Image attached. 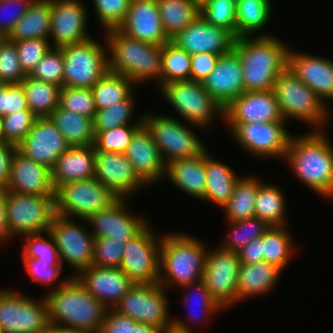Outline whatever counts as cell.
<instances>
[{
    "instance_id": "6da1fadb",
    "label": "cell",
    "mask_w": 333,
    "mask_h": 333,
    "mask_svg": "<svg viewBox=\"0 0 333 333\" xmlns=\"http://www.w3.org/2000/svg\"><path fill=\"white\" fill-rule=\"evenodd\" d=\"M325 133L292 135L284 162L311 191L333 199V144Z\"/></svg>"
},
{
    "instance_id": "7a4b0ae2",
    "label": "cell",
    "mask_w": 333,
    "mask_h": 333,
    "mask_svg": "<svg viewBox=\"0 0 333 333\" xmlns=\"http://www.w3.org/2000/svg\"><path fill=\"white\" fill-rule=\"evenodd\" d=\"M234 51L243 66L245 91H270L288 65L289 47L276 36L236 38Z\"/></svg>"
},
{
    "instance_id": "3957f363",
    "label": "cell",
    "mask_w": 333,
    "mask_h": 333,
    "mask_svg": "<svg viewBox=\"0 0 333 333\" xmlns=\"http://www.w3.org/2000/svg\"><path fill=\"white\" fill-rule=\"evenodd\" d=\"M165 234V235H164ZM160 247L159 284L166 290L202 281L208 248L187 233H164Z\"/></svg>"
},
{
    "instance_id": "277c9868",
    "label": "cell",
    "mask_w": 333,
    "mask_h": 333,
    "mask_svg": "<svg viewBox=\"0 0 333 333\" xmlns=\"http://www.w3.org/2000/svg\"><path fill=\"white\" fill-rule=\"evenodd\" d=\"M49 323L100 333L108 308L91 295L76 277L45 294Z\"/></svg>"
},
{
    "instance_id": "5b68a950",
    "label": "cell",
    "mask_w": 333,
    "mask_h": 333,
    "mask_svg": "<svg viewBox=\"0 0 333 333\" xmlns=\"http://www.w3.org/2000/svg\"><path fill=\"white\" fill-rule=\"evenodd\" d=\"M108 46L109 70L124 75L136 87L154 80L161 87L162 45H153L125 36L117 29L104 31Z\"/></svg>"
},
{
    "instance_id": "8992f818",
    "label": "cell",
    "mask_w": 333,
    "mask_h": 333,
    "mask_svg": "<svg viewBox=\"0 0 333 333\" xmlns=\"http://www.w3.org/2000/svg\"><path fill=\"white\" fill-rule=\"evenodd\" d=\"M273 92L281 115L287 123L293 118L302 123L306 122L312 131H324L327 128L325 125L329 123L330 107L299 80L288 66L277 77Z\"/></svg>"
},
{
    "instance_id": "52a82bcc",
    "label": "cell",
    "mask_w": 333,
    "mask_h": 333,
    "mask_svg": "<svg viewBox=\"0 0 333 333\" xmlns=\"http://www.w3.org/2000/svg\"><path fill=\"white\" fill-rule=\"evenodd\" d=\"M175 116L165 114H143V124L152 135L163 161L168 162L192 158L200 155L207 147L205 142L190 127L198 128L193 124L185 125ZM190 126V127H189Z\"/></svg>"
},
{
    "instance_id": "ba28073f",
    "label": "cell",
    "mask_w": 333,
    "mask_h": 333,
    "mask_svg": "<svg viewBox=\"0 0 333 333\" xmlns=\"http://www.w3.org/2000/svg\"><path fill=\"white\" fill-rule=\"evenodd\" d=\"M158 90L165 101L185 119L186 124L209 130L215 117L224 118V109L219 105L202 82L194 80L173 81L163 84Z\"/></svg>"
},
{
    "instance_id": "9c48e42d",
    "label": "cell",
    "mask_w": 333,
    "mask_h": 333,
    "mask_svg": "<svg viewBox=\"0 0 333 333\" xmlns=\"http://www.w3.org/2000/svg\"><path fill=\"white\" fill-rule=\"evenodd\" d=\"M90 38L61 47L64 56L63 86L92 88L109 70L108 46Z\"/></svg>"
},
{
    "instance_id": "30bf717a",
    "label": "cell",
    "mask_w": 333,
    "mask_h": 333,
    "mask_svg": "<svg viewBox=\"0 0 333 333\" xmlns=\"http://www.w3.org/2000/svg\"><path fill=\"white\" fill-rule=\"evenodd\" d=\"M0 324L4 333H44L50 325L45 295L35 299L12 288H0Z\"/></svg>"
},
{
    "instance_id": "8fae6325",
    "label": "cell",
    "mask_w": 333,
    "mask_h": 333,
    "mask_svg": "<svg viewBox=\"0 0 333 333\" xmlns=\"http://www.w3.org/2000/svg\"><path fill=\"white\" fill-rule=\"evenodd\" d=\"M118 199L94 177L70 182L55 190V214L85 221ZM82 219V220H81Z\"/></svg>"
},
{
    "instance_id": "7c38bea8",
    "label": "cell",
    "mask_w": 333,
    "mask_h": 333,
    "mask_svg": "<svg viewBox=\"0 0 333 333\" xmlns=\"http://www.w3.org/2000/svg\"><path fill=\"white\" fill-rule=\"evenodd\" d=\"M232 139L250 153L260 159L275 158L284 160L288 151L292 134L286 129V121L226 123Z\"/></svg>"
},
{
    "instance_id": "4fadbf2b",
    "label": "cell",
    "mask_w": 333,
    "mask_h": 333,
    "mask_svg": "<svg viewBox=\"0 0 333 333\" xmlns=\"http://www.w3.org/2000/svg\"><path fill=\"white\" fill-rule=\"evenodd\" d=\"M54 198L7 190L6 220L10 235L14 238L49 231L55 215Z\"/></svg>"
},
{
    "instance_id": "5bb4252c",
    "label": "cell",
    "mask_w": 333,
    "mask_h": 333,
    "mask_svg": "<svg viewBox=\"0 0 333 333\" xmlns=\"http://www.w3.org/2000/svg\"><path fill=\"white\" fill-rule=\"evenodd\" d=\"M77 220L55 214L49 228L61 264L67 262L76 271L71 277L93 265L94 256L95 238L90 230Z\"/></svg>"
},
{
    "instance_id": "9a60e30c",
    "label": "cell",
    "mask_w": 333,
    "mask_h": 333,
    "mask_svg": "<svg viewBox=\"0 0 333 333\" xmlns=\"http://www.w3.org/2000/svg\"><path fill=\"white\" fill-rule=\"evenodd\" d=\"M166 291L159 283L134 284L113 309L138 323L162 329L173 323Z\"/></svg>"
},
{
    "instance_id": "2e32d148",
    "label": "cell",
    "mask_w": 333,
    "mask_h": 333,
    "mask_svg": "<svg viewBox=\"0 0 333 333\" xmlns=\"http://www.w3.org/2000/svg\"><path fill=\"white\" fill-rule=\"evenodd\" d=\"M151 224L125 244L120 269L135 284L159 282L162 235L157 236Z\"/></svg>"
},
{
    "instance_id": "e0dca14e",
    "label": "cell",
    "mask_w": 333,
    "mask_h": 333,
    "mask_svg": "<svg viewBox=\"0 0 333 333\" xmlns=\"http://www.w3.org/2000/svg\"><path fill=\"white\" fill-rule=\"evenodd\" d=\"M240 265L238 252L224 250L220 246L208 250L202 281L223 311L238 304Z\"/></svg>"
},
{
    "instance_id": "ac0fdd59",
    "label": "cell",
    "mask_w": 333,
    "mask_h": 333,
    "mask_svg": "<svg viewBox=\"0 0 333 333\" xmlns=\"http://www.w3.org/2000/svg\"><path fill=\"white\" fill-rule=\"evenodd\" d=\"M127 201L126 198H118L106 209L85 219L92 225L89 230L94 238L106 237L127 243L150 224L144 215L131 214Z\"/></svg>"
},
{
    "instance_id": "d6986e66",
    "label": "cell",
    "mask_w": 333,
    "mask_h": 333,
    "mask_svg": "<svg viewBox=\"0 0 333 333\" xmlns=\"http://www.w3.org/2000/svg\"><path fill=\"white\" fill-rule=\"evenodd\" d=\"M86 7L81 0H51L48 38L51 47L61 48L92 38L87 30L89 14Z\"/></svg>"
},
{
    "instance_id": "ffe728a7",
    "label": "cell",
    "mask_w": 333,
    "mask_h": 333,
    "mask_svg": "<svg viewBox=\"0 0 333 333\" xmlns=\"http://www.w3.org/2000/svg\"><path fill=\"white\" fill-rule=\"evenodd\" d=\"M94 178L118 198H130L147 185L123 153L95 150Z\"/></svg>"
},
{
    "instance_id": "44dd1931",
    "label": "cell",
    "mask_w": 333,
    "mask_h": 333,
    "mask_svg": "<svg viewBox=\"0 0 333 333\" xmlns=\"http://www.w3.org/2000/svg\"><path fill=\"white\" fill-rule=\"evenodd\" d=\"M171 41L191 56L198 53L225 55L234 50L236 37L207 22L201 15Z\"/></svg>"
},
{
    "instance_id": "7402d4cb",
    "label": "cell",
    "mask_w": 333,
    "mask_h": 333,
    "mask_svg": "<svg viewBox=\"0 0 333 333\" xmlns=\"http://www.w3.org/2000/svg\"><path fill=\"white\" fill-rule=\"evenodd\" d=\"M71 146L49 117L36 118L17 149L29 159L52 170L58 158Z\"/></svg>"
},
{
    "instance_id": "603a6c76",
    "label": "cell",
    "mask_w": 333,
    "mask_h": 333,
    "mask_svg": "<svg viewBox=\"0 0 333 333\" xmlns=\"http://www.w3.org/2000/svg\"><path fill=\"white\" fill-rule=\"evenodd\" d=\"M117 30L129 38L153 45L170 41L162 27L157 0H131L126 17Z\"/></svg>"
},
{
    "instance_id": "cb8c5ba5",
    "label": "cell",
    "mask_w": 333,
    "mask_h": 333,
    "mask_svg": "<svg viewBox=\"0 0 333 333\" xmlns=\"http://www.w3.org/2000/svg\"><path fill=\"white\" fill-rule=\"evenodd\" d=\"M290 70L310 87L329 107L333 102V60L311 53L288 51Z\"/></svg>"
},
{
    "instance_id": "d4e9b609",
    "label": "cell",
    "mask_w": 333,
    "mask_h": 333,
    "mask_svg": "<svg viewBox=\"0 0 333 333\" xmlns=\"http://www.w3.org/2000/svg\"><path fill=\"white\" fill-rule=\"evenodd\" d=\"M225 123L285 121L273 90L245 91L224 108Z\"/></svg>"
},
{
    "instance_id": "484cf974",
    "label": "cell",
    "mask_w": 333,
    "mask_h": 333,
    "mask_svg": "<svg viewBox=\"0 0 333 333\" xmlns=\"http://www.w3.org/2000/svg\"><path fill=\"white\" fill-rule=\"evenodd\" d=\"M124 154L147 186L165 178L166 163L144 124L135 131Z\"/></svg>"
},
{
    "instance_id": "4316f807",
    "label": "cell",
    "mask_w": 333,
    "mask_h": 333,
    "mask_svg": "<svg viewBox=\"0 0 333 333\" xmlns=\"http://www.w3.org/2000/svg\"><path fill=\"white\" fill-rule=\"evenodd\" d=\"M202 83L223 109L245 92L243 66L237 53L233 50L221 55L214 70Z\"/></svg>"
},
{
    "instance_id": "83f0119b",
    "label": "cell",
    "mask_w": 333,
    "mask_h": 333,
    "mask_svg": "<svg viewBox=\"0 0 333 333\" xmlns=\"http://www.w3.org/2000/svg\"><path fill=\"white\" fill-rule=\"evenodd\" d=\"M107 308H114L135 284L120 268L89 266L75 276Z\"/></svg>"
},
{
    "instance_id": "f1b7e54d",
    "label": "cell",
    "mask_w": 333,
    "mask_h": 333,
    "mask_svg": "<svg viewBox=\"0 0 333 333\" xmlns=\"http://www.w3.org/2000/svg\"><path fill=\"white\" fill-rule=\"evenodd\" d=\"M7 190L29 195L55 197L51 170L15 150Z\"/></svg>"
},
{
    "instance_id": "f546056e",
    "label": "cell",
    "mask_w": 333,
    "mask_h": 333,
    "mask_svg": "<svg viewBox=\"0 0 333 333\" xmlns=\"http://www.w3.org/2000/svg\"><path fill=\"white\" fill-rule=\"evenodd\" d=\"M95 148L71 146L56 161L51 170L53 188L64 184L94 177Z\"/></svg>"
},
{
    "instance_id": "4dcf8cb0",
    "label": "cell",
    "mask_w": 333,
    "mask_h": 333,
    "mask_svg": "<svg viewBox=\"0 0 333 333\" xmlns=\"http://www.w3.org/2000/svg\"><path fill=\"white\" fill-rule=\"evenodd\" d=\"M166 178L186 195L205 201V150L192 158L177 159L166 164Z\"/></svg>"
},
{
    "instance_id": "1f68e13d",
    "label": "cell",
    "mask_w": 333,
    "mask_h": 333,
    "mask_svg": "<svg viewBox=\"0 0 333 333\" xmlns=\"http://www.w3.org/2000/svg\"><path fill=\"white\" fill-rule=\"evenodd\" d=\"M283 270L266 261L241 264L238 275V303L249 298L263 296L273 290Z\"/></svg>"
},
{
    "instance_id": "d6a6232c",
    "label": "cell",
    "mask_w": 333,
    "mask_h": 333,
    "mask_svg": "<svg viewBox=\"0 0 333 333\" xmlns=\"http://www.w3.org/2000/svg\"><path fill=\"white\" fill-rule=\"evenodd\" d=\"M205 149L206 190L205 201L222 207L232 196L235 185L242 175H237L227 163L215 159Z\"/></svg>"
},
{
    "instance_id": "836d02e7",
    "label": "cell",
    "mask_w": 333,
    "mask_h": 333,
    "mask_svg": "<svg viewBox=\"0 0 333 333\" xmlns=\"http://www.w3.org/2000/svg\"><path fill=\"white\" fill-rule=\"evenodd\" d=\"M51 24V0H35L8 35L9 41L48 39Z\"/></svg>"
},
{
    "instance_id": "e575fe53",
    "label": "cell",
    "mask_w": 333,
    "mask_h": 333,
    "mask_svg": "<svg viewBox=\"0 0 333 333\" xmlns=\"http://www.w3.org/2000/svg\"><path fill=\"white\" fill-rule=\"evenodd\" d=\"M271 4V0H240L236 3L237 38L272 36L273 34L258 32L267 27L271 19L273 11Z\"/></svg>"
},
{
    "instance_id": "d590c367",
    "label": "cell",
    "mask_w": 333,
    "mask_h": 333,
    "mask_svg": "<svg viewBox=\"0 0 333 333\" xmlns=\"http://www.w3.org/2000/svg\"><path fill=\"white\" fill-rule=\"evenodd\" d=\"M157 6L170 40L200 16V0H157Z\"/></svg>"
},
{
    "instance_id": "8d00e7d4",
    "label": "cell",
    "mask_w": 333,
    "mask_h": 333,
    "mask_svg": "<svg viewBox=\"0 0 333 333\" xmlns=\"http://www.w3.org/2000/svg\"><path fill=\"white\" fill-rule=\"evenodd\" d=\"M70 146L94 144L93 119L58 106L49 116Z\"/></svg>"
},
{
    "instance_id": "74e56055",
    "label": "cell",
    "mask_w": 333,
    "mask_h": 333,
    "mask_svg": "<svg viewBox=\"0 0 333 333\" xmlns=\"http://www.w3.org/2000/svg\"><path fill=\"white\" fill-rule=\"evenodd\" d=\"M261 182V178L251 175H243L238 180L232 196L221 207L227 222L255 217V200Z\"/></svg>"
},
{
    "instance_id": "f35d334b",
    "label": "cell",
    "mask_w": 333,
    "mask_h": 333,
    "mask_svg": "<svg viewBox=\"0 0 333 333\" xmlns=\"http://www.w3.org/2000/svg\"><path fill=\"white\" fill-rule=\"evenodd\" d=\"M286 201L285 194L278 185L261 182L255 200V217L269 226H288Z\"/></svg>"
},
{
    "instance_id": "ab89813d",
    "label": "cell",
    "mask_w": 333,
    "mask_h": 333,
    "mask_svg": "<svg viewBox=\"0 0 333 333\" xmlns=\"http://www.w3.org/2000/svg\"><path fill=\"white\" fill-rule=\"evenodd\" d=\"M25 92L28 109L37 117H49L59 106L61 87L26 76L20 83Z\"/></svg>"
},
{
    "instance_id": "60d3db41",
    "label": "cell",
    "mask_w": 333,
    "mask_h": 333,
    "mask_svg": "<svg viewBox=\"0 0 333 333\" xmlns=\"http://www.w3.org/2000/svg\"><path fill=\"white\" fill-rule=\"evenodd\" d=\"M287 227L270 226L263 235V261L277 265L283 271L294 260L297 249Z\"/></svg>"
},
{
    "instance_id": "b9f144b4",
    "label": "cell",
    "mask_w": 333,
    "mask_h": 333,
    "mask_svg": "<svg viewBox=\"0 0 333 333\" xmlns=\"http://www.w3.org/2000/svg\"><path fill=\"white\" fill-rule=\"evenodd\" d=\"M136 85L124 75L110 70L91 88L97 110L111 107L134 92Z\"/></svg>"
},
{
    "instance_id": "7bdbcfd3",
    "label": "cell",
    "mask_w": 333,
    "mask_h": 333,
    "mask_svg": "<svg viewBox=\"0 0 333 333\" xmlns=\"http://www.w3.org/2000/svg\"><path fill=\"white\" fill-rule=\"evenodd\" d=\"M132 92L126 99L114 103L111 107L97 110L93 118L94 134L105 132L115 127L129 124H143V113L141 116H135V100ZM136 119V120H134ZM134 120V121H133ZM133 122V123H132Z\"/></svg>"
},
{
    "instance_id": "ee69618b",
    "label": "cell",
    "mask_w": 333,
    "mask_h": 333,
    "mask_svg": "<svg viewBox=\"0 0 333 333\" xmlns=\"http://www.w3.org/2000/svg\"><path fill=\"white\" fill-rule=\"evenodd\" d=\"M161 86L173 81L190 80L191 55L171 40L162 45Z\"/></svg>"
},
{
    "instance_id": "f6af8a7d",
    "label": "cell",
    "mask_w": 333,
    "mask_h": 333,
    "mask_svg": "<svg viewBox=\"0 0 333 333\" xmlns=\"http://www.w3.org/2000/svg\"><path fill=\"white\" fill-rule=\"evenodd\" d=\"M226 223H229V231L220 247L233 252H239L251 241L261 238L270 228L265 221L257 217Z\"/></svg>"
},
{
    "instance_id": "bcb514c9",
    "label": "cell",
    "mask_w": 333,
    "mask_h": 333,
    "mask_svg": "<svg viewBox=\"0 0 333 333\" xmlns=\"http://www.w3.org/2000/svg\"><path fill=\"white\" fill-rule=\"evenodd\" d=\"M200 15L209 23L230 31L237 38L236 3L231 0H200Z\"/></svg>"
},
{
    "instance_id": "7dc6e473",
    "label": "cell",
    "mask_w": 333,
    "mask_h": 333,
    "mask_svg": "<svg viewBox=\"0 0 333 333\" xmlns=\"http://www.w3.org/2000/svg\"><path fill=\"white\" fill-rule=\"evenodd\" d=\"M23 236L25 244L22 246V258H35L49 262V265H62L55 241L49 231Z\"/></svg>"
},
{
    "instance_id": "c3c4849f",
    "label": "cell",
    "mask_w": 333,
    "mask_h": 333,
    "mask_svg": "<svg viewBox=\"0 0 333 333\" xmlns=\"http://www.w3.org/2000/svg\"><path fill=\"white\" fill-rule=\"evenodd\" d=\"M180 289H182L183 291L185 290V296L183 298V305L187 306L188 303L191 302V300L193 299L192 297L195 295L196 297V304H197V308L199 309V313L198 314H194L193 315V311L192 316H193V321L194 323L199 322V323H206V321L214 314L221 312L220 310L223 309L218 303L217 301L213 298V296L211 295V293L209 292V290L206 288L205 284L203 281H199L196 282L194 284H188V285H184L182 286ZM189 289V291H188ZM195 293L192 295V292ZM188 293V294H187ZM192 296V297H191ZM193 301V300H192ZM192 303H190L189 305H191ZM188 305V306H189ZM192 309V308H191ZM197 309V310H198ZM195 311V310H194ZM196 312V311H195ZM197 313V312H196ZM209 315V316H208ZM195 316V317H194ZM197 316V317H196ZM192 318V317H191ZM201 322H200V321Z\"/></svg>"
},
{
    "instance_id": "681fc988",
    "label": "cell",
    "mask_w": 333,
    "mask_h": 333,
    "mask_svg": "<svg viewBox=\"0 0 333 333\" xmlns=\"http://www.w3.org/2000/svg\"><path fill=\"white\" fill-rule=\"evenodd\" d=\"M59 106L92 119L97 112L91 88L61 87Z\"/></svg>"
},
{
    "instance_id": "f907efd6",
    "label": "cell",
    "mask_w": 333,
    "mask_h": 333,
    "mask_svg": "<svg viewBox=\"0 0 333 333\" xmlns=\"http://www.w3.org/2000/svg\"><path fill=\"white\" fill-rule=\"evenodd\" d=\"M63 70L64 56L61 49L51 47L28 76L63 87Z\"/></svg>"
},
{
    "instance_id": "816d5d0a",
    "label": "cell",
    "mask_w": 333,
    "mask_h": 333,
    "mask_svg": "<svg viewBox=\"0 0 333 333\" xmlns=\"http://www.w3.org/2000/svg\"><path fill=\"white\" fill-rule=\"evenodd\" d=\"M142 124H129L115 127L95 135L94 148L103 152L125 153L135 131Z\"/></svg>"
},
{
    "instance_id": "f5cc1de1",
    "label": "cell",
    "mask_w": 333,
    "mask_h": 333,
    "mask_svg": "<svg viewBox=\"0 0 333 333\" xmlns=\"http://www.w3.org/2000/svg\"><path fill=\"white\" fill-rule=\"evenodd\" d=\"M26 76L16 44L7 38H0V80L4 84H20Z\"/></svg>"
},
{
    "instance_id": "db71d44e",
    "label": "cell",
    "mask_w": 333,
    "mask_h": 333,
    "mask_svg": "<svg viewBox=\"0 0 333 333\" xmlns=\"http://www.w3.org/2000/svg\"><path fill=\"white\" fill-rule=\"evenodd\" d=\"M24 263L25 270L28 275L31 277L33 283H40L50 287L51 292L61 286L70 278H64L59 280L62 272V265H49V262H44L35 258H22ZM60 275V276H59ZM59 280V283L57 282ZM57 282V286L55 283ZM51 285H54L53 287Z\"/></svg>"
},
{
    "instance_id": "11a10c76",
    "label": "cell",
    "mask_w": 333,
    "mask_h": 333,
    "mask_svg": "<svg viewBox=\"0 0 333 333\" xmlns=\"http://www.w3.org/2000/svg\"><path fill=\"white\" fill-rule=\"evenodd\" d=\"M103 31L117 29L124 21L131 0H92Z\"/></svg>"
},
{
    "instance_id": "9f6ffc18",
    "label": "cell",
    "mask_w": 333,
    "mask_h": 333,
    "mask_svg": "<svg viewBox=\"0 0 333 333\" xmlns=\"http://www.w3.org/2000/svg\"><path fill=\"white\" fill-rule=\"evenodd\" d=\"M125 242L112 240L111 238H95L93 265L98 267L119 268Z\"/></svg>"
},
{
    "instance_id": "6f0895ef",
    "label": "cell",
    "mask_w": 333,
    "mask_h": 333,
    "mask_svg": "<svg viewBox=\"0 0 333 333\" xmlns=\"http://www.w3.org/2000/svg\"><path fill=\"white\" fill-rule=\"evenodd\" d=\"M36 118L30 110L15 111L3 116L6 141L18 147L31 130Z\"/></svg>"
},
{
    "instance_id": "680465c9",
    "label": "cell",
    "mask_w": 333,
    "mask_h": 333,
    "mask_svg": "<svg viewBox=\"0 0 333 333\" xmlns=\"http://www.w3.org/2000/svg\"><path fill=\"white\" fill-rule=\"evenodd\" d=\"M12 42L16 44L18 58L26 75L32 72L35 65L51 48L49 39L36 38Z\"/></svg>"
},
{
    "instance_id": "91938a15",
    "label": "cell",
    "mask_w": 333,
    "mask_h": 333,
    "mask_svg": "<svg viewBox=\"0 0 333 333\" xmlns=\"http://www.w3.org/2000/svg\"><path fill=\"white\" fill-rule=\"evenodd\" d=\"M34 1L35 0H0V38L8 37L16 23L28 11ZM8 10L10 13L7 12ZM3 11L4 14L2 13Z\"/></svg>"
},
{
    "instance_id": "94428289",
    "label": "cell",
    "mask_w": 333,
    "mask_h": 333,
    "mask_svg": "<svg viewBox=\"0 0 333 333\" xmlns=\"http://www.w3.org/2000/svg\"><path fill=\"white\" fill-rule=\"evenodd\" d=\"M29 110L21 84H4L0 88V116Z\"/></svg>"
},
{
    "instance_id": "6125c7cd",
    "label": "cell",
    "mask_w": 333,
    "mask_h": 333,
    "mask_svg": "<svg viewBox=\"0 0 333 333\" xmlns=\"http://www.w3.org/2000/svg\"><path fill=\"white\" fill-rule=\"evenodd\" d=\"M221 55L198 53L191 56L190 80L203 82L216 67Z\"/></svg>"
},
{
    "instance_id": "be15d7a7",
    "label": "cell",
    "mask_w": 333,
    "mask_h": 333,
    "mask_svg": "<svg viewBox=\"0 0 333 333\" xmlns=\"http://www.w3.org/2000/svg\"><path fill=\"white\" fill-rule=\"evenodd\" d=\"M137 323L129 316L108 308L100 333H131V326H135Z\"/></svg>"
},
{
    "instance_id": "e7e4bbea",
    "label": "cell",
    "mask_w": 333,
    "mask_h": 333,
    "mask_svg": "<svg viewBox=\"0 0 333 333\" xmlns=\"http://www.w3.org/2000/svg\"><path fill=\"white\" fill-rule=\"evenodd\" d=\"M16 149L11 143H0V191H7L11 160Z\"/></svg>"
},
{
    "instance_id": "03108f58",
    "label": "cell",
    "mask_w": 333,
    "mask_h": 333,
    "mask_svg": "<svg viewBox=\"0 0 333 333\" xmlns=\"http://www.w3.org/2000/svg\"><path fill=\"white\" fill-rule=\"evenodd\" d=\"M241 264H252L263 261V236L248 243L238 252Z\"/></svg>"
},
{
    "instance_id": "003e7915",
    "label": "cell",
    "mask_w": 333,
    "mask_h": 333,
    "mask_svg": "<svg viewBox=\"0 0 333 333\" xmlns=\"http://www.w3.org/2000/svg\"><path fill=\"white\" fill-rule=\"evenodd\" d=\"M13 239L6 220V191H0V244Z\"/></svg>"
},
{
    "instance_id": "a7ac6f4b",
    "label": "cell",
    "mask_w": 333,
    "mask_h": 333,
    "mask_svg": "<svg viewBox=\"0 0 333 333\" xmlns=\"http://www.w3.org/2000/svg\"><path fill=\"white\" fill-rule=\"evenodd\" d=\"M190 325L192 324L187 323L186 319L173 318V323L162 328L160 333H195Z\"/></svg>"
},
{
    "instance_id": "89a4df30",
    "label": "cell",
    "mask_w": 333,
    "mask_h": 333,
    "mask_svg": "<svg viewBox=\"0 0 333 333\" xmlns=\"http://www.w3.org/2000/svg\"><path fill=\"white\" fill-rule=\"evenodd\" d=\"M44 333H91V332L79 328H71L61 325L50 324Z\"/></svg>"
},
{
    "instance_id": "2644e50d",
    "label": "cell",
    "mask_w": 333,
    "mask_h": 333,
    "mask_svg": "<svg viewBox=\"0 0 333 333\" xmlns=\"http://www.w3.org/2000/svg\"><path fill=\"white\" fill-rule=\"evenodd\" d=\"M160 330V328L148 323H137L135 326H131V333H160Z\"/></svg>"
},
{
    "instance_id": "8c879c8a",
    "label": "cell",
    "mask_w": 333,
    "mask_h": 333,
    "mask_svg": "<svg viewBox=\"0 0 333 333\" xmlns=\"http://www.w3.org/2000/svg\"><path fill=\"white\" fill-rule=\"evenodd\" d=\"M0 143H8L5 136V128L3 123V116H0Z\"/></svg>"
},
{
    "instance_id": "753ad0ef",
    "label": "cell",
    "mask_w": 333,
    "mask_h": 333,
    "mask_svg": "<svg viewBox=\"0 0 333 333\" xmlns=\"http://www.w3.org/2000/svg\"><path fill=\"white\" fill-rule=\"evenodd\" d=\"M0 333H4V331H3V327H2L1 324H0Z\"/></svg>"
},
{
    "instance_id": "34e18365",
    "label": "cell",
    "mask_w": 333,
    "mask_h": 333,
    "mask_svg": "<svg viewBox=\"0 0 333 333\" xmlns=\"http://www.w3.org/2000/svg\"><path fill=\"white\" fill-rule=\"evenodd\" d=\"M4 85V83L0 80V88Z\"/></svg>"
},
{
    "instance_id": "11e5206c",
    "label": "cell",
    "mask_w": 333,
    "mask_h": 333,
    "mask_svg": "<svg viewBox=\"0 0 333 333\" xmlns=\"http://www.w3.org/2000/svg\"><path fill=\"white\" fill-rule=\"evenodd\" d=\"M231 1H234L235 3H238L240 0H231Z\"/></svg>"
}]
</instances>
